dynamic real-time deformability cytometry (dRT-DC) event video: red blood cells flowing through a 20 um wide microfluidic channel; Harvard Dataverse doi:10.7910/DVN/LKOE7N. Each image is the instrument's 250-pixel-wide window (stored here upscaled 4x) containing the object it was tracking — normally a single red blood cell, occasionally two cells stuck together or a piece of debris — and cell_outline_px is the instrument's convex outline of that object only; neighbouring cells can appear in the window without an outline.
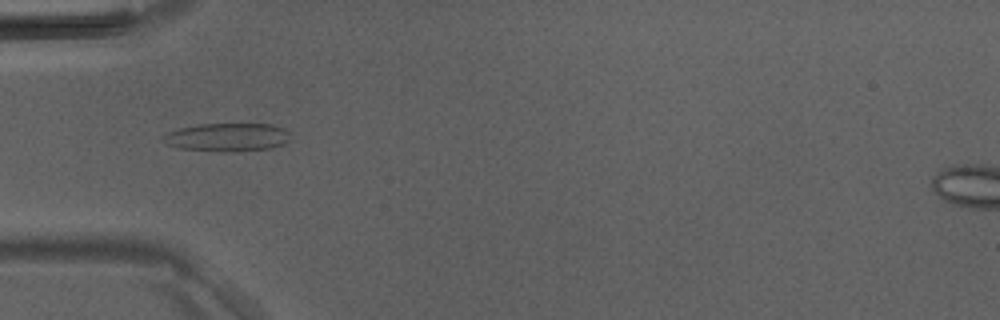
{"species": "Egyptian fruit bat (a non-hibernating species)", "species_latin": "Rousettus aegyptiacus", "temperature_condition": "room temperature", "stored_images_in_passage": 37, "camera_frame_rate_fps": 3000, "um_per_image_px": 0.085, "animal": {"sex": "male"}, "frame": {"image": 1, "passage_image": 7, "time_ms": 2.0, "image_size_px": [1000, 320], "cell_outline_px": [[288, 140], [272, 148], [232, 152], [180, 148], [164, 144], [160, 140], [168, 132], [180, 128], [200, 124], [272, 124], [284, 128], [288, 132]], "centroid_in_image_um": [19.29, 11.66], "position_along_channel_um": 65.7, "area_um2": 20.81}}
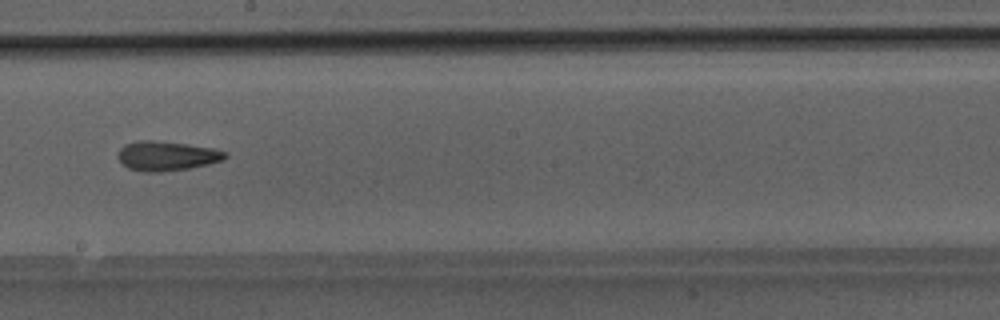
{"frame": {"image": 2, "passage_image": 18, "time_ms": 5.667, "image_size_px": [1000, 320], "cell_outline_px": [[228, 156], [224, 160], [208, 164], [188, 168], [160, 172], [144, 172], [128, 168], [116, 156], [116, 152], [124, 144], [140, 140], [152, 140], [188, 144], [212, 148], [228, 152]], "centroid_in_image_um": [14.16, 13.24], "position_along_channel_um": 234.0, "area_um2": 18.55}}
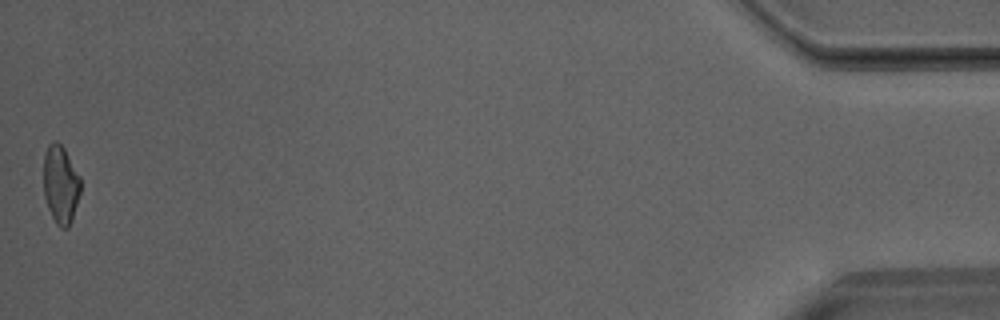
{"frame": {"image": 3, "passage_image": 37, "time_ms": 12.0, "image_size_px": [1000, 320], "cell_outline_px": [[80, 192], [72, 220], [68, 228], [60, 228], [56, 224], [48, 208], [44, 196], [44, 156], [48, 144], [52, 140], [56, 140], [64, 148], [80, 176]], "centroid_in_image_um": [5.15, 15.68], "position_along_channel_um": 430.1, "area_um2": 16.88}}